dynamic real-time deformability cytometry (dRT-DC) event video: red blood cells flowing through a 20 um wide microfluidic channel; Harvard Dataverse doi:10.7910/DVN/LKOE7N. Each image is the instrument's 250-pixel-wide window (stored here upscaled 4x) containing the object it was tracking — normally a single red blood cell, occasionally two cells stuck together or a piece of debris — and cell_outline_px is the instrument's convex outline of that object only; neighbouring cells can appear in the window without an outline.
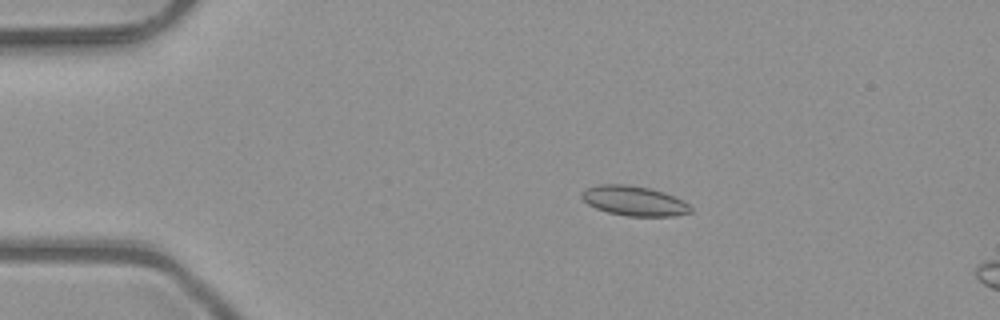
{"species": "common noctule bat (a hibernating species)", "species_latin": "Nyctalus noctula", "temperature_condition": "room temperature", "stored_images_in_passage": 5, "camera_frame_rate_fps": 3000, "um_per_image_px": 0.085, "animal": {"sex": "male", "body_mass_g": 23.1, "forearm_length_mm": 52.7}, "frame": {"image": 1, "passage_image": 3, "time_ms": 0.667, "image_size_px": [1000, 320], "cell_outline_px": [[692, 212], [672, 216], [628, 216], [608, 212], [596, 208], [588, 204], [580, 196], [580, 192], [588, 188], [600, 184], [628, 184], [652, 188], [664, 192], [688, 204], [692, 208]], "centroid_in_image_um": [53.88, 17.06], "position_along_channel_um": 31.1, "area_um2": 18.84}}